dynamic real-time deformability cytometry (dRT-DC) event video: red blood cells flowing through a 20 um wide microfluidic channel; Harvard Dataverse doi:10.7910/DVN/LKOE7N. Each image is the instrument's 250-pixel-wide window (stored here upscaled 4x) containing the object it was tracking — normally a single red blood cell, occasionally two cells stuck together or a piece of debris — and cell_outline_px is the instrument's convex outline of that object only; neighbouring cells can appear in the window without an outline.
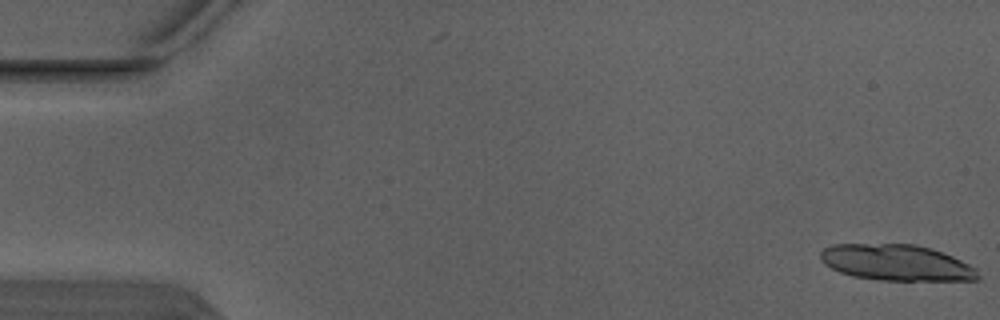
{"species": "Egyptian fruit bat (a non-hibernating species)", "species_latin": "Rousettus aegyptiacus", "temperature_condition": "warm", "stored_images_in_passage": 7, "camera_frame_rate_fps": 3000, "um_per_image_px": 0.085, "animal": {"sex": "male"}, "frame": {"image": 1, "passage_image": 1, "time_ms": 0.0, "image_size_px": [1000, 320], "cell_outline_px": [[980, 280], [880, 280], [852, 276], [840, 272], [824, 264], [820, 260], [820, 252], [824, 248], [832, 244], [916, 244], [932, 248], [944, 252], [976, 268], [980, 276]], "centroid_in_image_um": [76.2, 22.32], "position_along_channel_um": 8.8, "area_um2": 33.23}}
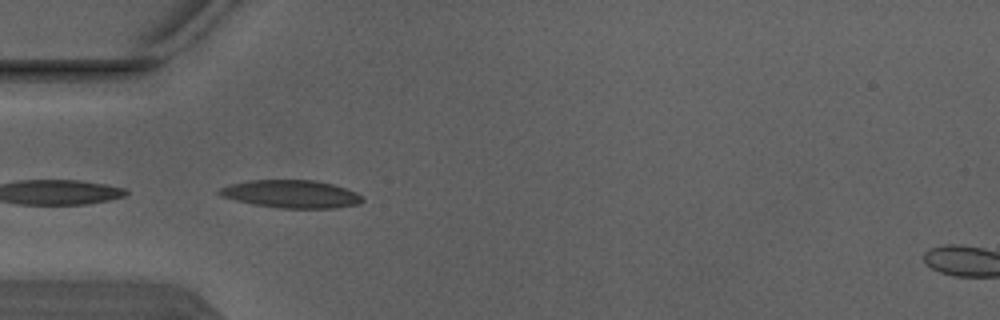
{"frame": {"image": 2, "passage_image": 5, "time_ms": 1.333, "image_size_px": [1000, 320], "cell_outline_px": [[364, 200], [356, 204], [336, 208], [280, 208], [256, 204], [236, 200], [220, 196], [216, 192], [220, 188], [232, 184], [248, 180], [316, 180], [332, 184], [356, 192]], "centroid_in_image_um": [24.74, 16.48], "position_along_channel_um": 60.3, "area_um2": 22.95}}
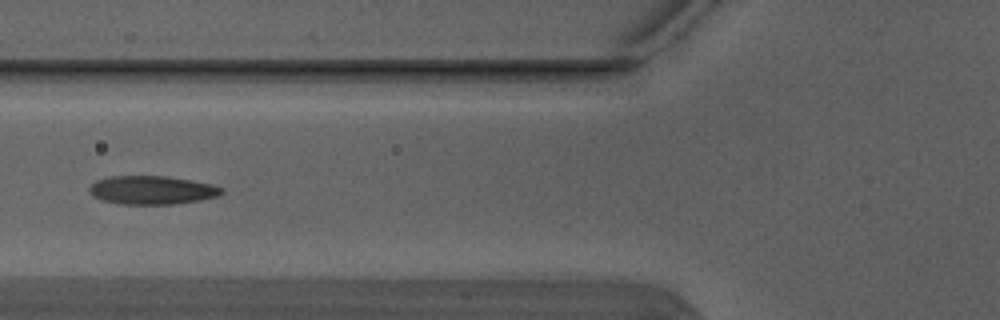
{"frame": {"image": 3, "passage_image": 6, "time_ms": 1.667, "image_size_px": [1000, 320], "cell_outline_px": [[224, 192], [216, 196], [200, 200], [172, 204], [120, 204], [104, 200], [92, 196], [88, 192], [88, 188], [96, 180], [108, 176], [164, 176], [212, 184], [224, 188]], "centroid_in_image_um": [12.88, 16.15], "position_along_channel_um": 112.9, "area_um2": 21.91}}